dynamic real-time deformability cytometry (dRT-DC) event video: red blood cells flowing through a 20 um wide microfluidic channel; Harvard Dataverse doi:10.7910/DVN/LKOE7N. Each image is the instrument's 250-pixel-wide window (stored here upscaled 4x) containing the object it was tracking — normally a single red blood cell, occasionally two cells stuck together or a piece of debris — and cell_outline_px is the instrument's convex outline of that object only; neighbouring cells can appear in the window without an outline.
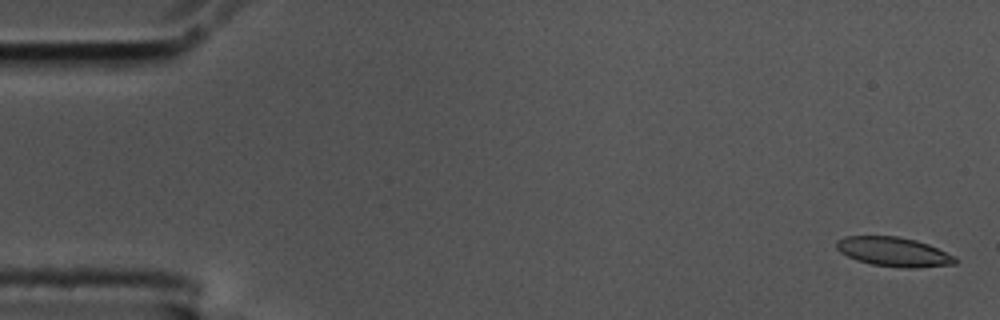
{"species": "common noctule bat (a hibernating species)", "species_latin": "Nyctalus noctula", "temperature_condition": "cold", "stored_images_in_passage": 56, "camera_frame_rate_fps": 3000, "um_per_image_px": 0.085, "animal": {"sex": "male", "body_mass_g": 17.5, "forearm_length_mm": 52.3}, "frame": {"image": 1, "passage_image": 2, "time_ms": 0.333, "image_size_px": [1000, 320], "cell_outline_px": [[956, 264], [916, 268], [904, 268], [872, 264], [856, 260], [840, 252], [836, 248], [836, 240], [844, 236], [896, 236], [916, 240], [928, 244], [956, 256]], "centroid_in_image_um": [75.96, 21.4], "position_along_channel_um": 9.0, "area_um2": 20.35}}
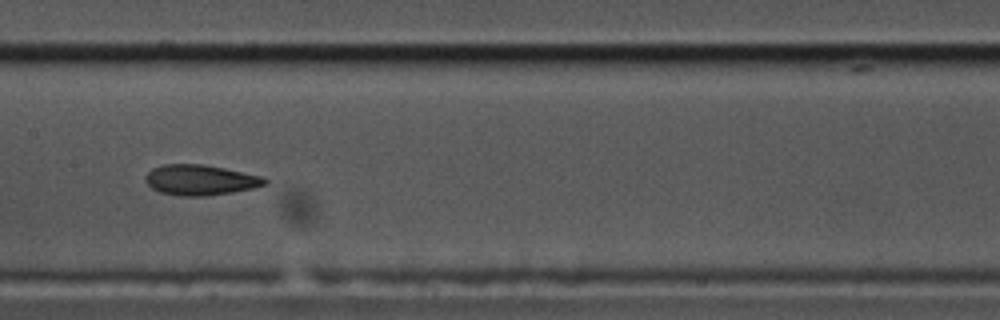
{"frame": {"image": 2, "passage_image": 28, "time_ms": 9.0, "image_size_px": [1000, 320], "cell_outline_px": [[268, 184], [252, 188], [232, 192], [204, 196], [180, 196], [160, 192], [152, 188], [144, 180], [144, 176], [152, 168], [164, 164], [204, 164], [264, 176], [268, 180]], "centroid_in_image_um": [17.03, 15.29], "position_along_channel_um": 190.4, "area_um2": 21.27}}
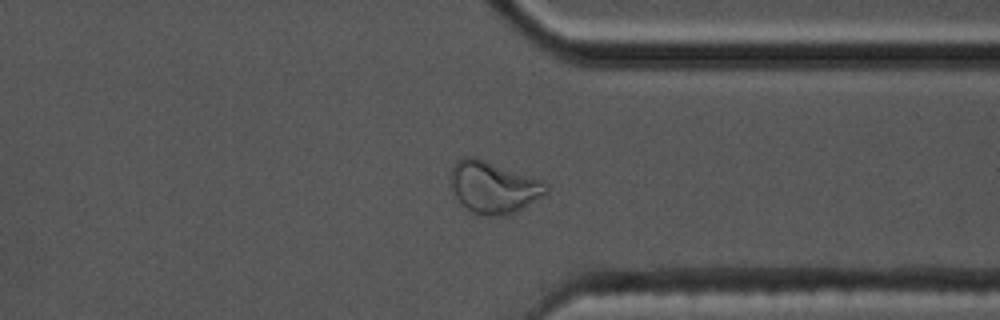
{"frame": {"image": 3, "passage_image": 43, "time_ms": 14.0, "image_size_px": [1000, 320], "cell_outline_px": [[548, 192], [544, 196], [504, 216], [484, 216], [472, 212], [456, 196], [452, 188], [452, 164], [456, 160], [464, 156], [476, 156], [540, 180], [548, 184]], "centroid_in_image_um": [41.94, 15.89], "position_along_channel_um": 369.5, "area_um2": 28.5}, "authors_computed_cell_mechanics": {"area_um2": 21.097, "velocity_mm_per_s": 3.6056, "shape_relaxation_time_tau1_ms": 9.3385, "shape_relaxation_time_tau2_ms": 2.9927, "deformation_change_tau1": 0.2275, "deformation_change_tau2": 0.0882}}